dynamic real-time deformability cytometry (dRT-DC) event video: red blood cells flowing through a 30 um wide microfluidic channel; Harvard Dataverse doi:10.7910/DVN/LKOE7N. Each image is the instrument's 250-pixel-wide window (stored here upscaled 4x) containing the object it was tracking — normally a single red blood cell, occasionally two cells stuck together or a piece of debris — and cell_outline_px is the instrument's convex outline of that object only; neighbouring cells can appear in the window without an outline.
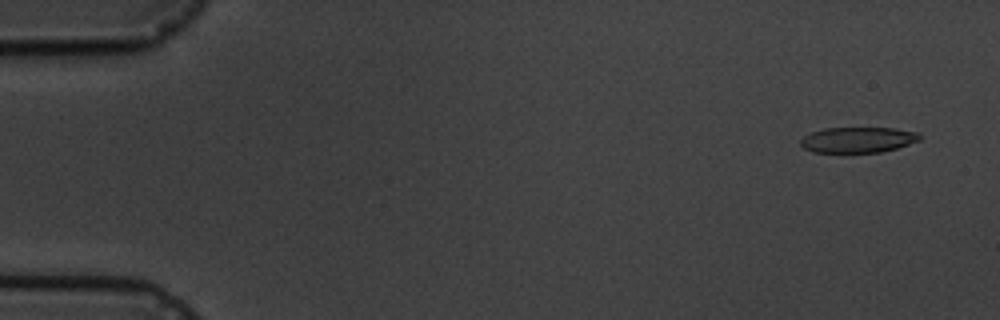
{"species": "common noctule bat (a hibernating species)", "species_latin": "Nyctalus noctula", "temperature_condition": "cold", "stored_images_in_passage": 5, "camera_frame_rate_fps": 3000, "um_per_image_px": 0.085, "animal": {"sex": "male", "body_mass_g": 19.5, "forearm_length_mm": 54.6}, "frame": {"image": 1, "passage_image": 1, "time_ms": 0.0, "image_size_px": [1000, 320], "cell_outline_px": [[920, 140], [896, 148], [880, 152], [812, 152], [804, 148], [800, 144], [800, 140], [804, 136], [812, 132], [824, 128], [896, 128], [920, 132]], "centroid_in_image_um": [72.93, 11.87], "position_along_channel_um": 12.1, "area_um2": 17.74}}
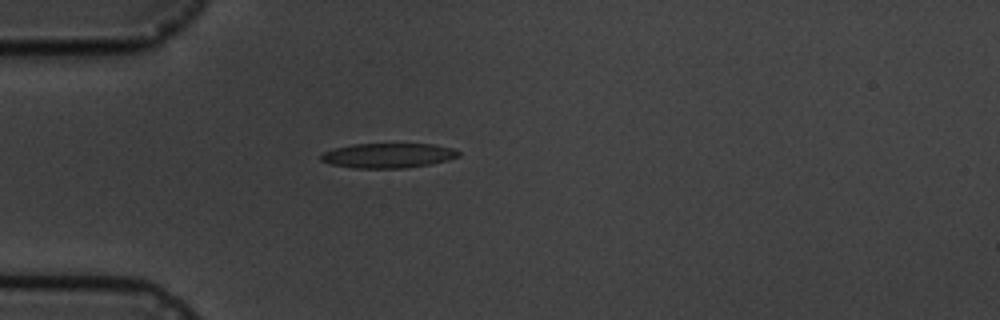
{"frame": {"image": 2, "passage_image": 5, "time_ms": 4.333, "image_size_px": [1000, 320], "cell_outline_px": [[460, 156], [448, 160], [432, 164], [404, 168], [352, 168], [332, 164], [320, 160], [320, 156], [324, 152], [332, 148], [352, 144], [432, 144], [452, 148], [460, 152]], "centroid_in_image_um": [32.98, 13.22], "position_along_channel_um": 52.0, "area_um2": 19.94}}